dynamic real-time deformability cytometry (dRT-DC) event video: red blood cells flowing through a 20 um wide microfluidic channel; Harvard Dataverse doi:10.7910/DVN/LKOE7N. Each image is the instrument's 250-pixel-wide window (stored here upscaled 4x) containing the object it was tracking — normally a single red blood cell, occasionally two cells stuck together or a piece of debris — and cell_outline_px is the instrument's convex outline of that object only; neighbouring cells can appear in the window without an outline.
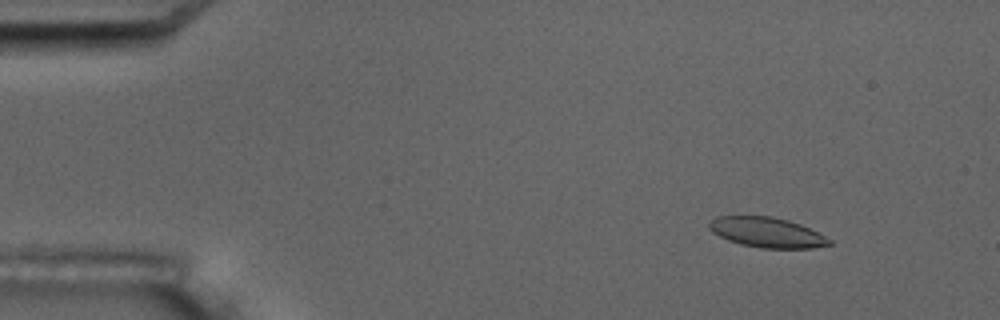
{"species": "common noctule bat (a hibernating species)", "species_latin": "Nyctalus noctula", "temperature_condition": "room temperature", "stored_images_in_passage": 4, "camera_frame_rate_fps": 3000, "um_per_image_px": 0.085, "animal": {"sex": "male", "body_mass_g": 17.5, "forearm_length_mm": 52.3}, "frame": {"image": 1, "passage_image": 1, "time_ms": 0.0, "image_size_px": [1000, 320], "cell_outline_px": [[832, 244], [812, 248], [760, 248], [740, 244], [728, 240], [712, 232], [708, 228], [708, 224], [716, 216], [772, 216], [788, 220], [800, 224], [832, 240]], "centroid_in_image_um": [65.16, 19.75], "position_along_channel_um": 19.8, "area_um2": 20.98}}
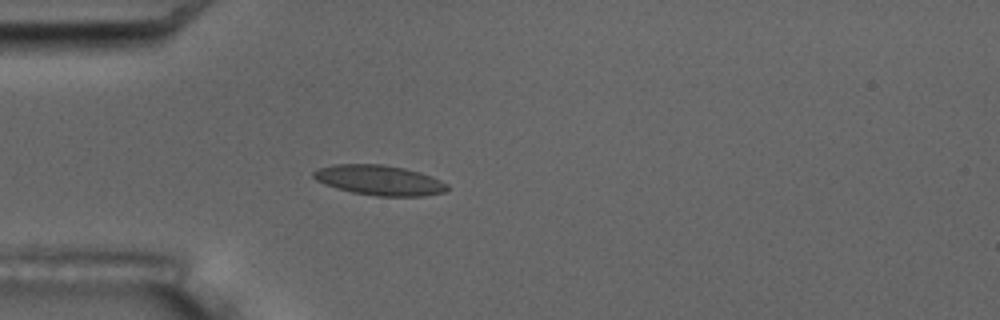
{"frame": {"image": 2, "passage_image": 4, "time_ms": 3.333, "image_size_px": [1000, 320], "cell_outline_px": [[448, 188], [444, 192], [424, 196], [376, 196], [352, 192], [336, 188], [324, 184], [316, 180], [312, 176], [312, 172], [320, 168], [332, 164], [380, 164], [404, 168], [420, 172], [432, 176], [448, 184]], "centroid_in_image_um": [32.24, 15.32], "position_along_channel_um": 52.8, "area_um2": 23.47}}